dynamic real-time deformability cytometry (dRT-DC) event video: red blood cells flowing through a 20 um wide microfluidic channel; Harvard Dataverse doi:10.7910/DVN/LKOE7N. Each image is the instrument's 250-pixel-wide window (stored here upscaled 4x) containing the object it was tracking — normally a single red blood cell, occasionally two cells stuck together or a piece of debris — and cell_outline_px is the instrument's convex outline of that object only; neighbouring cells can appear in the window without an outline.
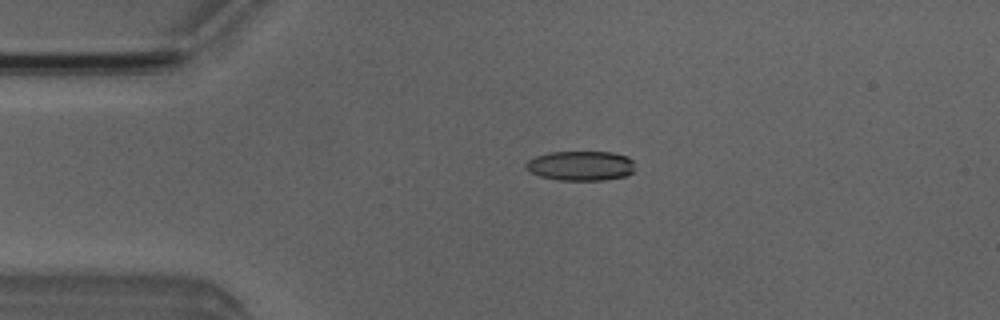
{"species": "Egyptian fruit bat (a non-hibernating species)", "species_latin": "Rousettus aegyptiacus", "temperature_condition": "room temperature", "stored_images_in_passage": 4, "camera_frame_rate_fps": 3000, "um_per_image_px": 0.085, "animal": {"sex": "male"}, "frame": {"image": 1, "passage_image": 3, "time_ms": 2.333, "image_size_px": [1000, 320], "cell_outline_px": [[632, 172], [628, 176], [604, 180], [560, 180], [540, 176], [524, 168], [524, 164], [528, 160], [536, 156], [548, 152], [612, 152], [628, 156], [632, 160]], "centroid_in_image_um": [49.34, 14.09], "position_along_channel_um": 35.7, "area_um2": 18.9}}